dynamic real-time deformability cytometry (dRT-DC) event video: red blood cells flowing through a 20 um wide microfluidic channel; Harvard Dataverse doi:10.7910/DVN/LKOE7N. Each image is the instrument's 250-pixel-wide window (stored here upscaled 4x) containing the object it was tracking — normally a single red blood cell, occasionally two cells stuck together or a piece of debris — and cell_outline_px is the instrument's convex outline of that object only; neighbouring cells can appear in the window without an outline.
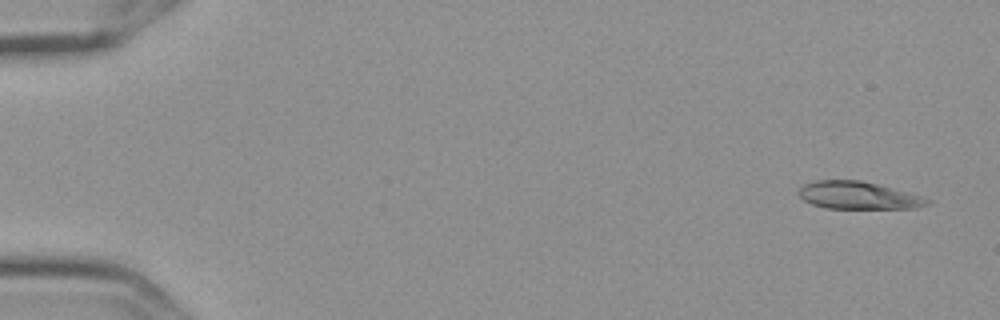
{"species": "Egyptian fruit bat (a non-hibernating species)", "species_latin": "Rousettus aegyptiacus", "temperature_condition": "cold", "stored_images_in_passage": 5, "camera_frame_rate_fps": 3000, "um_per_image_px": 0.085, "frame": {"image": 1, "passage_image": 1, "time_ms": 0.0, "image_size_px": [1000, 320], "cell_outline_px": [[932, 200], [928, 204], [916, 208], [824, 208], [812, 204], [804, 200], [800, 196], [800, 188], [804, 184], [816, 180], [860, 180], [880, 184], [920, 196]], "centroid_in_image_um": [72.95, 16.6], "position_along_channel_um": 12.0, "area_um2": 20.46}}
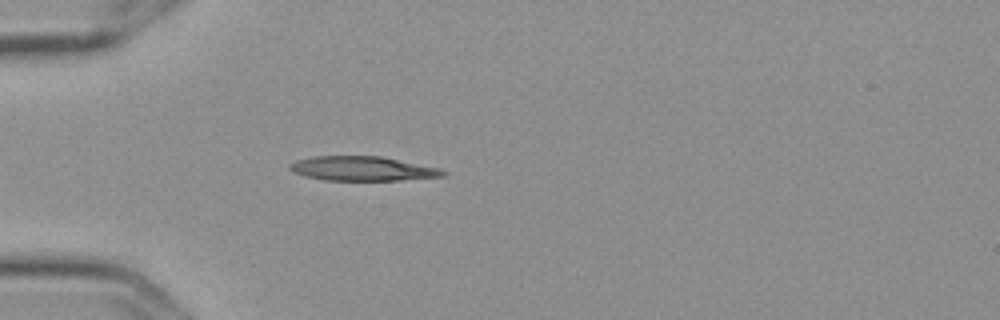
{"frame": {"image": 2, "passage_image": 5, "time_ms": 1.333, "image_size_px": [1000, 320], "cell_outline_px": [[448, 172], [444, 176], [400, 180], [324, 180], [304, 176], [292, 172], [288, 168], [288, 164], [296, 160], [312, 156], [380, 156], [440, 168]], "centroid_in_image_um": [30.77, 14.33], "position_along_channel_um": 54.2, "area_um2": 21.85}}